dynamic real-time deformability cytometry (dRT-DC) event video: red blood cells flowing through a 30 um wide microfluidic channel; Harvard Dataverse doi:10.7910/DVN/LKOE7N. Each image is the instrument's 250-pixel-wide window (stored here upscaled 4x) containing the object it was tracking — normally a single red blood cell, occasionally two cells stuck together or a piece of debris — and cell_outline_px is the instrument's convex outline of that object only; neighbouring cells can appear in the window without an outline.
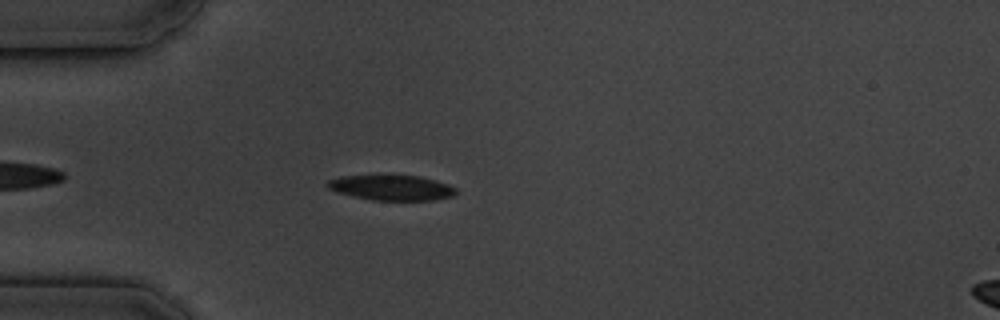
{"species": "common noctule bat (a hibernating species)", "species_latin": "Nyctalus noctula", "temperature_condition": "cold", "stored_images_in_passage": 4, "camera_frame_rate_fps": 3000, "um_per_image_px": 0.085, "animal": {"sex": "male", "body_mass_g": 19.5, "forearm_length_mm": 54.6}, "frame": {"image": 1, "passage_image": 4, "time_ms": 3.333, "image_size_px": [1000, 320], "cell_outline_px": [[456, 192], [452, 196], [436, 200], [372, 200], [352, 196], [336, 192], [328, 188], [324, 184], [328, 180], [340, 176], [380, 172], [420, 176], [436, 180], [448, 184], [456, 188]], "centroid_in_image_um": [33.21, 15.89], "position_along_channel_um": 51.8, "area_um2": 20.0}}